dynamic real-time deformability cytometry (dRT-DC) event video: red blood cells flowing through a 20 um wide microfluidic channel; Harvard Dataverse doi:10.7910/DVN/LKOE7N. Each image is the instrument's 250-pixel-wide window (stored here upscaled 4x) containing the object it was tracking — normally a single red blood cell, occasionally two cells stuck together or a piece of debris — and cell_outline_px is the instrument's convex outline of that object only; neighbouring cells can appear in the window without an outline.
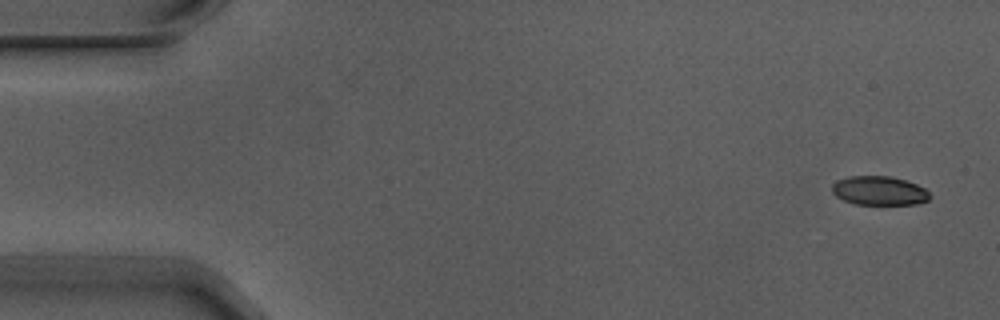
{"species": "Egyptian fruit bat (a non-hibernating species)", "species_latin": "Rousettus aegyptiacus", "temperature_condition": "warm", "stored_images_in_passage": 5, "camera_frame_rate_fps": 3000, "um_per_image_px": 0.085, "animal": {"sex": "male"}, "frame": {"image": 1, "passage_image": 1, "time_ms": 0.0, "image_size_px": [1000, 320], "cell_outline_px": [[932, 196], [928, 200], [916, 204], [856, 204], [844, 200], [836, 196], [832, 192], [832, 184], [836, 180], [848, 176], [892, 176], [916, 184], [924, 188]], "centroid_in_image_um": [74.72, 16.2], "position_along_channel_um": 10.3, "area_um2": 16.53}}
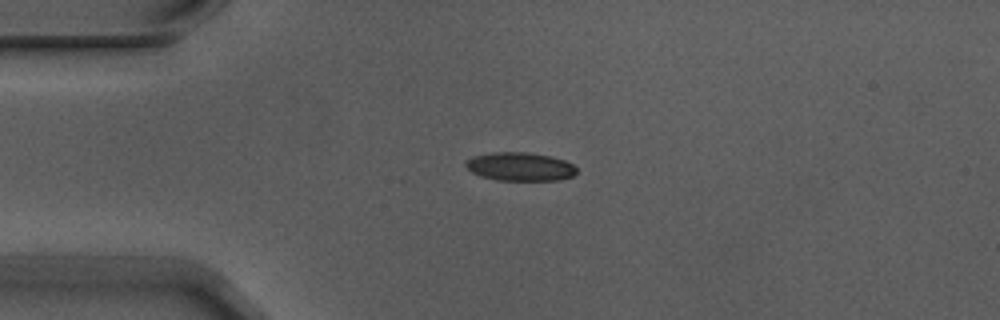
{"frame": {"image": 2, "passage_image": 4, "time_ms": 1.0, "image_size_px": [1000, 320], "cell_outline_px": [[576, 172], [572, 176], [560, 180], [496, 180], [480, 176], [472, 172], [464, 164], [472, 156], [492, 152], [528, 152], [552, 156], [564, 160], [572, 164], [576, 168]], "centroid_in_image_um": [44.2, 14.16], "position_along_channel_um": 40.8, "area_um2": 18.44}}